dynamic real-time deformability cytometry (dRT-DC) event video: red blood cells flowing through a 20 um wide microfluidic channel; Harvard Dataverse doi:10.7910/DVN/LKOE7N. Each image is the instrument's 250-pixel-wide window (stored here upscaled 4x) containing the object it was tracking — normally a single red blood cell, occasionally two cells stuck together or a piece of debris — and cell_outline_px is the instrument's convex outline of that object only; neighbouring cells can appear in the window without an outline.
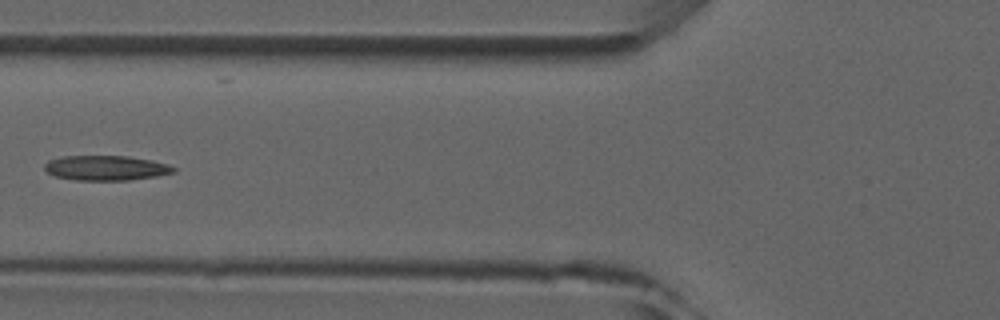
{"species": "common noctule bat (a hibernating species)", "species_latin": "Nyctalus noctula", "temperature_condition": "room temperature", "stored_images_in_passage": 7, "camera_frame_rate_fps": 3000, "um_per_image_px": 0.085, "animal": {"sex": "male", "forearm_length_mm": 52.5}, "frame": {"image": 1, "passage_image": 7, "time_ms": 6.667, "image_size_px": [1000, 320], "cell_outline_px": [[176, 172], [156, 176], [128, 180], [76, 180], [56, 176], [48, 172], [44, 168], [44, 164], [48, 160], [64, 156], [128, 156], [152, 160], [168, 164], [176, 168]], "centroid_in_image_um": [9.03, 14.27], "position_along_channel_um": 116.8, "area_um2": 18.67}}